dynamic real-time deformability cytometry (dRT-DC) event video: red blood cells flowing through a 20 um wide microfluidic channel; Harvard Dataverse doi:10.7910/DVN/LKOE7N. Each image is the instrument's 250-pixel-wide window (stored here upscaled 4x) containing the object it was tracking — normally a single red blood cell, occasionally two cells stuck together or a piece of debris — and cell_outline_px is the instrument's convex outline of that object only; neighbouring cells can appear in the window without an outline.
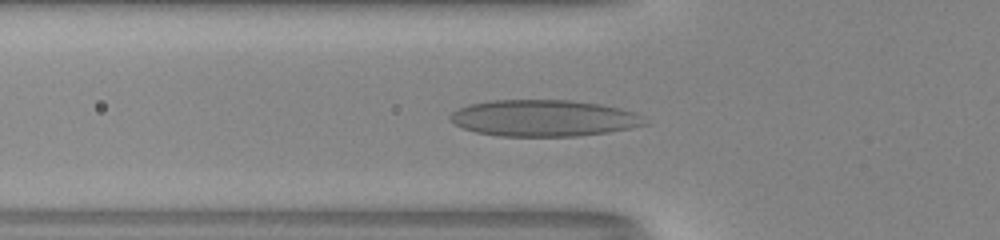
{"species": "human", "species_latin": "Homo sapiens", "temperature_condition": "room temperature", "stored_images_in_passage": 46, "camera_frame_rate_fps": 3000, "um_per_image_px": 0.085, "donor": {"sex": "male"}, "frame": {"image": 1, "passage_image": 13, "time_ms": 4.0, "image_size_px": [1000, 240], "cell_outline_px": [[648, 124], [632, 128], [608, 132], [576, 136], [500, 136], [476, 132], [464, 128], [456, 124], [448, 116], [452, 112], [468, 104], [492, 100], [568, 100], [600, 104], [620, 108], [644, 116]], "centroid_in_image_um": [46.24, 10.04], "position_along_channel_um": 79.6, "area_um2": 41.33}}
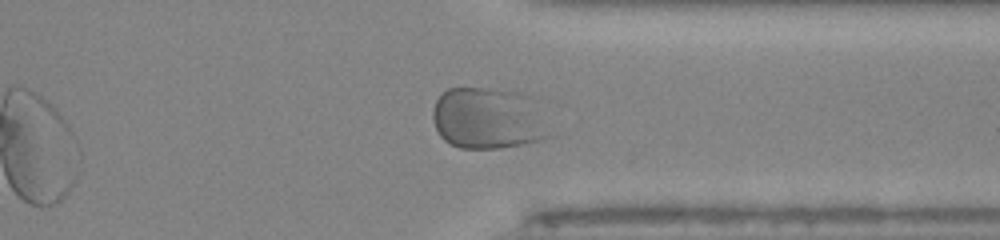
{"frame": {"image": 2, "passage_image": 35, "time_ms": 11.333, "image_size_px": [1000, 240], "cell_outline_px": [[556, 136], [540, 140], [500, 148], [460, 148], [444, 140], [440, 136], [436, 128], [432, 116], [432, 112], [436, 100], [448, 88], [492, 88], [524, 92], [540, 96], [544, 100]], "centroid_in_image_um": [41.74, 10.02], "position_along_channel_um": 369.7, "area_um2": 44.39}}
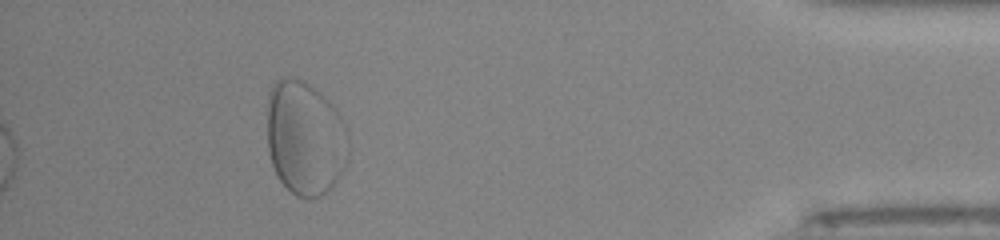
{"frame": {"image": 3, "passage_image": 42, "time_ms": 13.667, "image_size_px": [1000, 240], "cell_outline_px": [[348, 160], [344, 168], [332, 188], [328, 192], [320, 196], [304, 200], [296, 196], [280, 180], [272, 164], [268, 152], [268, 92], [276, 80], [300, 80], [308, 84], [320, 92], [336, 108], [348, 128]], "centroid_in_image_um": [25.97, 11.79], "position_along_channel_um": 409.2, "area_um2": 54.45}}